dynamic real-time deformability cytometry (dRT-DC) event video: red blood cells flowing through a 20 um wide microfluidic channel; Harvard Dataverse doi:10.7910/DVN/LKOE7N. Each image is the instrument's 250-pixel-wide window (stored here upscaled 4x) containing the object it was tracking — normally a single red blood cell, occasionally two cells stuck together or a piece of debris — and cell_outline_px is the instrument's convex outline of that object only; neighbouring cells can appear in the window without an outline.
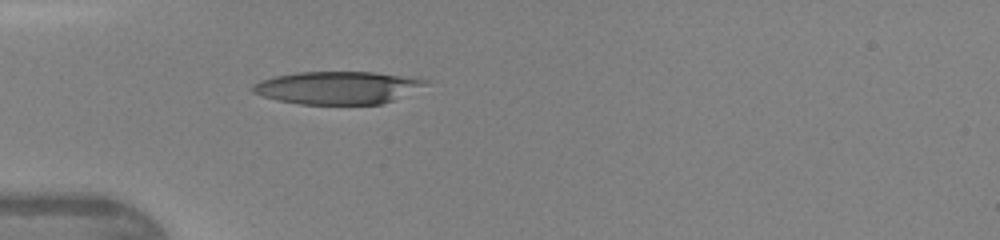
{"species": "human", "species_latin": "Homo sapiens", "temperature_condition": "warm", "stored_images_in_passage": 32, "camera_frame_rate_fps": 3000, "um_per_image_px": 0.085, "donor": {"sex": "female"}, "frame": {"image": 1, "passage_image": 1, "time_ms": 0.0, "image_size_px": [1000, 240], "cell_outline_px": [[428, 84], [392, 100], [380, 104], [300, 104], [276, 100], [252, 92], [252, 84], [260, 80], [272, 76], [296, 72], [372, 72], [420, 76], [428, 80]], "centroid_in_image_um": [28.7, 7.43], "position_along_channel_um": 56.3, "area_um2": 33.18}}
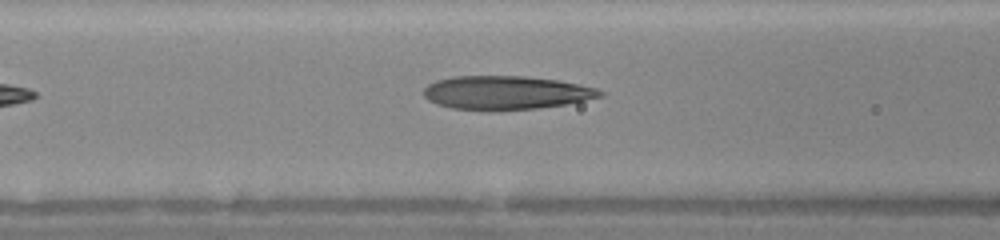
{"frame": {"image": 2, "passage_image": 6, "time_ms": 1.667, "image_size_px": [1000, 240], "cell_outline_px": [[604, 96], [564, 104], [536, 108], [452, 108], [428, 100], [424, 96], [424, 88], [428, 84], [436, 80], [456, 76], [524, 76], [556, 80], [596, 88], [604, 92]], "centroid_in_image_um": [43.01, 7.84], "position_along_channel_um": 123.6, "area_um2": 33.41}}
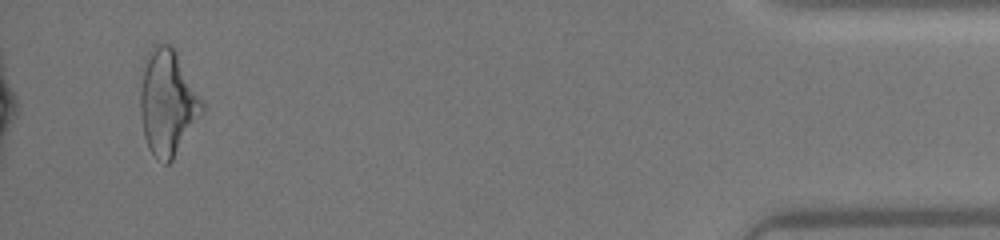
{"frame": {"image": 3, "passage_image": 30, "time_ms": 9.667, "image_size_px": [1000, 240], "cell_outline_px": [[204, 108], [172, 160], [168, 164], [164, 164], [156, 160], [148, 148], [144, 136], [140, 116], [140, 92], [144, 60], [152, 44], [172, 44], [204, 100]], "centroid_in_image_um": [14.22, 8.68], "position_along_channel_um": 421.0, "area_um2": 38.21}}